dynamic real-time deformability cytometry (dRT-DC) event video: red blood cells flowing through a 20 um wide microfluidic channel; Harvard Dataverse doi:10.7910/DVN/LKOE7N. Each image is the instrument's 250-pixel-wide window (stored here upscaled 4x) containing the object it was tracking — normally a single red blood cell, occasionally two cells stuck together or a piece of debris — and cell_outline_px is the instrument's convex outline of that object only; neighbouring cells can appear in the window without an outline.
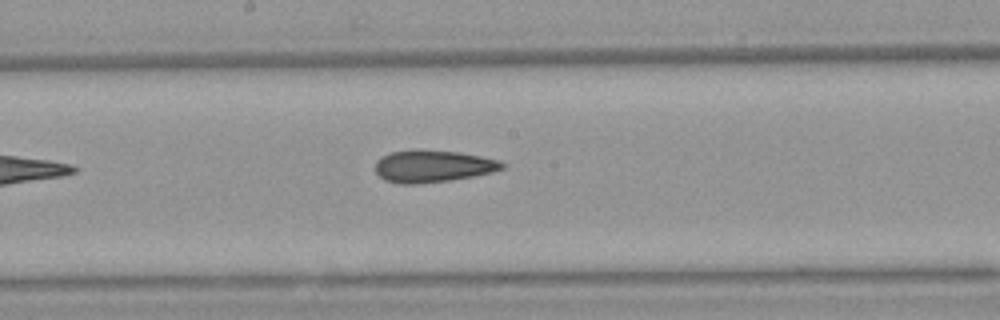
{"species": "Egyptian fruit bat (a non-hibernating species)", "species_latin": "Rousettus aegyptiacus", "temperature_condition": "warm", "stored_images_in_passage": 8, "camera_frame_rate_fps": 3000, "um_per_image_px": 0.085, "animal": {"sex": "female"}, "frame": {"image": 1, "passage_image": 7, "time_ms": 7.0, "image_size_px": [1000, 320], "cell_outline_px": [[508, 164], [504, 168], [492, 172], [472, 176], [448, 180], [420, 184], [400, 184], [384, 180], [376, 172], [376, 160], [380, 156], [392, 152], [416, 148], [420, 148], [460, 152], [500, 160]], "centroid_in_image_um": [36.78, 14.1], "position_along_channel_um": 211.4, "area_um2": 24.16}}